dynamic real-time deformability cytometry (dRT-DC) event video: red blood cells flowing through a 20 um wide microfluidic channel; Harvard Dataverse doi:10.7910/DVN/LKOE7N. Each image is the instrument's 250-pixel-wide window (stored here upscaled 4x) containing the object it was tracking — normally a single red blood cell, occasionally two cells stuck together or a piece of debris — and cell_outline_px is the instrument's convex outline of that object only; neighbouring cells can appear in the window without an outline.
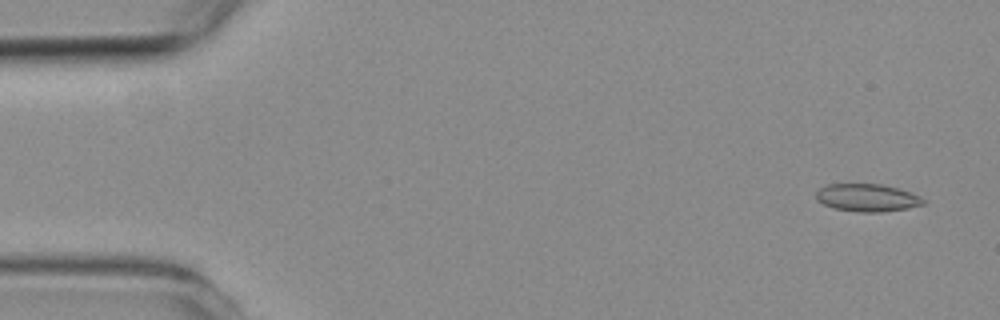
{"species": "common noctule bat (a hibernating species)", "species_latin": "Nyctalus noctula", "temperature_condition": "room temperature", "stored_images_in_passage": 5, "camera_frame_rate_fps": 3000, "um_per_image_px": 0.085, "animal": {"sex": "female", "body_mass_g": 19.3, "forearm_length_mm": 54.1}, "frame": {"image": 1, "passage_image": 5, "time_ms": 4.667, "image_size_px": [1000, 320], "cell_outline_px": [[924, 204], [908, 208], [876, 212], [860, 212], [836, 208], [824, 204], [816, 200], [816, 192], [820, 188], [828, 184], [880, 184], [912, 192], [920, 196], [924, 200]], "centroid_in_image_um": [73.71, 16.8], "position_along_channel_um": 11.3, "area_um2": 17.05}}